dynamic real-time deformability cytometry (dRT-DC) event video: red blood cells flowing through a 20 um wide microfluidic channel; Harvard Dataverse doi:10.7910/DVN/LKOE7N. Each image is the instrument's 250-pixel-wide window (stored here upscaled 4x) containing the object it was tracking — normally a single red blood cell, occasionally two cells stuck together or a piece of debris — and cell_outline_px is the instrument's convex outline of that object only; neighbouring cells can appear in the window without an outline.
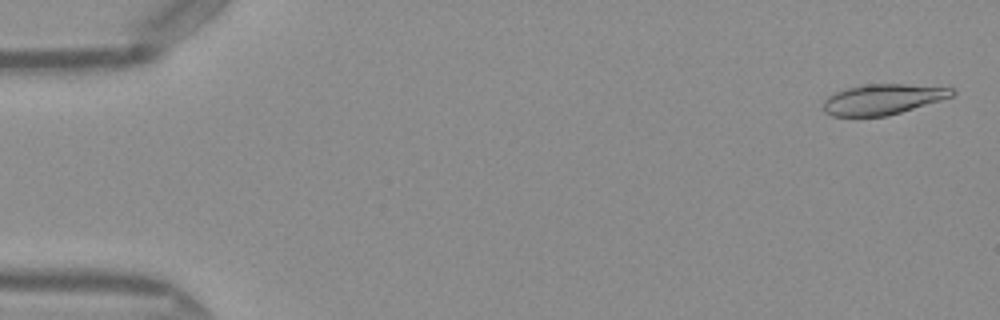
{"species": "Egyptian fruit bat (a non-hibernating species)", "species_latin": "Rousettus aegyptiacus", "temperature_condition": "warm", "stored_images_in_passage": 51, "segment_of_instrument_passage": [1, 2], "camera_frame_rate_fps": 3000, "um_per_image_px": 0.085, "frame": {"image": 1, "passage_image": 2, "time_ms": 0.333, "image_size_px": [1000, 320], "cell_outline_px": [[956, 92], [952, 96], [940, 100], [888, 116], [832, 116], [824, 112], [824, 100], [828, 96], [836, 92], [848, 88], [868, 84], [908, 84], [956, 88]], "centroid_in_image_um": [75.06, 8.44], "position_along_channel_um": 9.9, "area_um2": 22.72}}
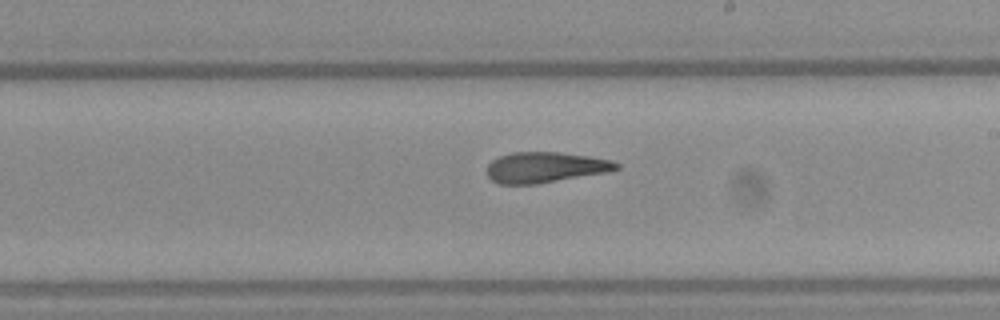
{"frame": {"image": 2, "passage_image": 29, "time_ms": 9.333, "image_size_px": [1000, 320], "cell_outline_px": [[620, 168], [608, 172], [536, 184], [500, 184], [492, 180], [488, 176], [488, 164], [492, 160], [500, 156], [512, 152], [560, 152], [588, 156], [612, 160], [620, 164]], "centroid_in_image_um": [46.37, 14.22], "position_along_channel_um": 242.6, "area_um2": 23.06}}
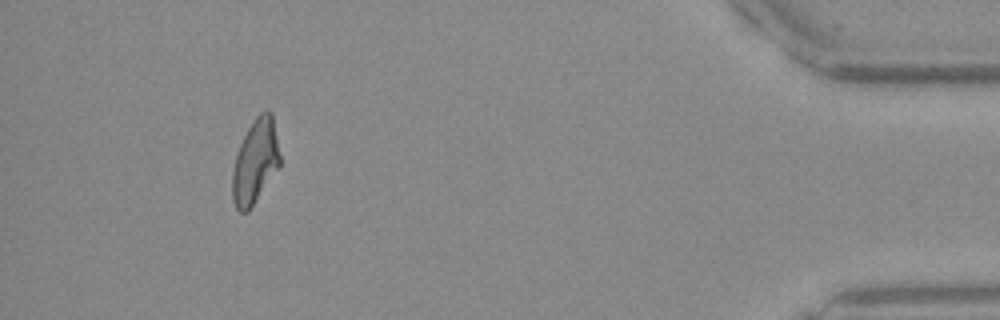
{"frame": {"image": 3, "passage_image": 46, "time_ms": 15.0, "image_size_px": [1000, 320], "cell_outline_px": [[280, 164], [248, 212], [240, 212], [236, 208], [232, 200], [232, 172], [236, 156], [240, 144], [248, 128], [256, 116], [260, 112], [268, 108], [272, 112], [280, 152]], "centroid_in_image_um": [21.7, 13.7], "position_along_channel_um": 413.5, "area_um2": 23.24}}